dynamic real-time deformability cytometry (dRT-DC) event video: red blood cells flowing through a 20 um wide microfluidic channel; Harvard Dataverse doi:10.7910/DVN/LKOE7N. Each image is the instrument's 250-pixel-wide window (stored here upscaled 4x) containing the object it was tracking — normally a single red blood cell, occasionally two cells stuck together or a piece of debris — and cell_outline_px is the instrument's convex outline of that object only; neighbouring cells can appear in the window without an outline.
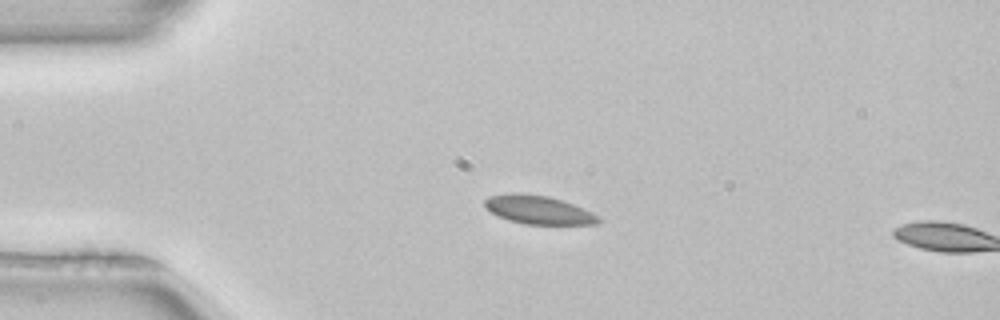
{"species": "common noctule bat (a hibernating species)", "species_latin": "Nyctalus noctula", "temperature_condition": "room temperature", "stored_images_in_passage": 3, "camera_frame_rate_fps": 3000, "um_per_image_px": 0.085, "animal": {"sex": "female", "body_mass_g": 22.7, "forearm_length_mm": 54.2}, "frame": {"image": 1, "passage_image": 1, "time_ms": 0.0, "image_size_px": [1000, 320], "cell_outline_px": [[600, 220], [596, 224], [524, 224], [508, 220], [484, 208], [484, 200], [488, 196], [512, 192], [516, 192], [548, 196], [572, 204], [592, 212], [600, 216]], "centroid_in_image_um": [45.73, 17.83], "position_along_channel_um": 39.3, "area_um2": 18.84}}